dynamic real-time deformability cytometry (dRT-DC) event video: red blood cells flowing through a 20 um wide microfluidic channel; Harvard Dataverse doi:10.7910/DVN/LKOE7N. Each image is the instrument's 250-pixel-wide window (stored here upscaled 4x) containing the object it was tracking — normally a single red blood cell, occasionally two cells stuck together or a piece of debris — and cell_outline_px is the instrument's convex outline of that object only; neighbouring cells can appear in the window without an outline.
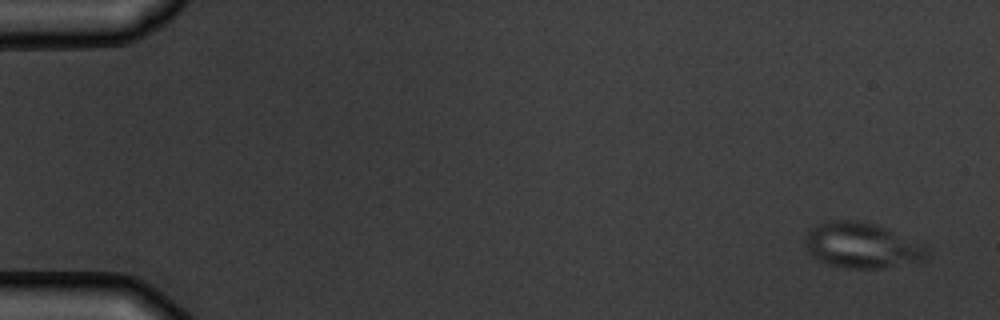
{"species": "common noctule bat (a hibernating species)", "species_latin": "Nyctalus noctula", "temperature_condition": "warm", "stored_images_in_passage": 5, "camera_frame_rate_fps": 3000, "um_per_image_px": 0.085, "animal": {"sex": "male", "body_mass_g": 19.5, "forearm_length_mm": 54.6}, "frame": {"image": 1, "passage_image": 1, "time_ms": 0.0, "image_size_px": [1000, 320], "cell_outline_px": [[928, 252], [920, 264], [884, 268], [848, 268], [828, 264], [812, 256], [808, 252], [804, 244], [804, 236], [812, 228], [820, 224], [832, 220], [856, 220], [872, 224], [884, 228], [924, 244], [928, 248]], "centroid_in_image_um": [73.29, 20.89], "position_along_channel_um": 11.7, "area_um2": 32.37}}